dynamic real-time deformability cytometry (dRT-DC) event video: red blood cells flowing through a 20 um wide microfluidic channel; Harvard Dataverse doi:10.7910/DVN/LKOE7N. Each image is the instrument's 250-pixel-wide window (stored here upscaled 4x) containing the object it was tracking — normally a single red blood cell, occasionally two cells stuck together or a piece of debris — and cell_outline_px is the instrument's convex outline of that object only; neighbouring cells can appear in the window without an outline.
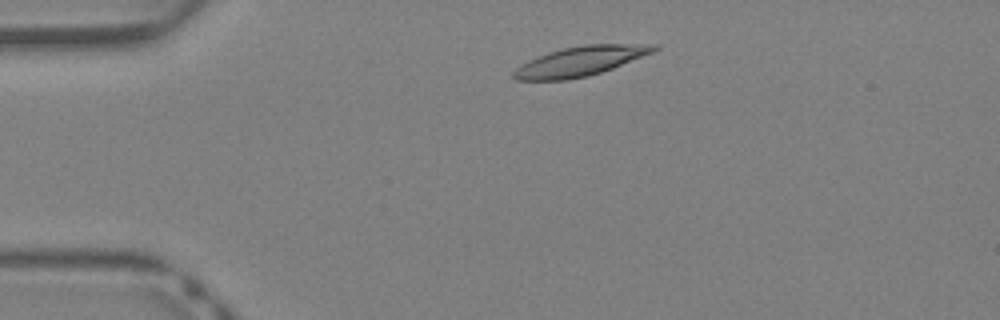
{"species": "Egyptian fruit bat (a non-hibernating species)", "species_latin": "Rousettus aegyptiacus", "temperature_condition": "warm", "stored_images_in_passage": 36, "camera_frame_rate_fps": 3000, "um_per_image_px": 0.085, "animal": {"sex": "female"}, "frame": {"image": 1, "passage_image": 4, "time_ms": 1.0, "image_size_px": [1000, 320], "cell_outline_px": [[660, 48], [652, 52], [612, 68], [588, 76], [568, 80], [516, 80], [512, 76], [512, 72], [516, 68], [528, 60], [548, 52], [564, 48], [584, 44], [656, 44]], "centroid_in_image_um": [49.29, 5.2], "position_along_channel_um": 35.7, "area_um2": 23.99}}
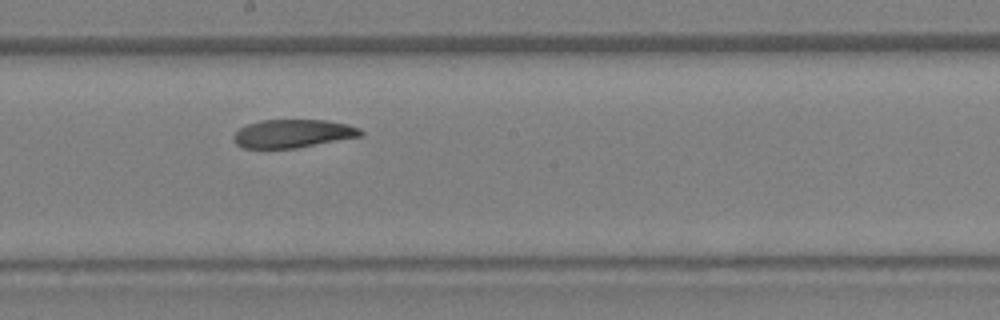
{"frame": {"image": 2, "passage_image": 18, "time_ms": 5.667, "image_size_px": [1000, 320], "cell_outline_px": [[364, 132], [360, 136], [296, 148], [244, 148], [236, 144], [232, 136], [240, 128], [248, 124], [260, 120], [328, 120], [348, 124], [360, 128]], "centroid_in_image_um": [24.89, 11.35], "position_along_channel_um": 223.3, "area_um2": 20.87}}
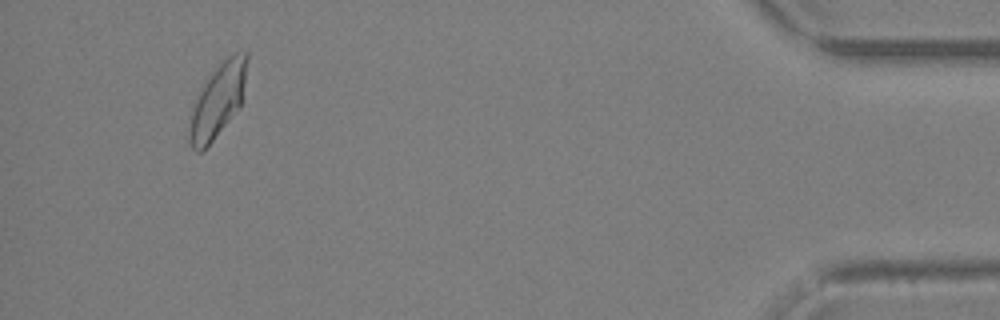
{"frame": {"image": 3, "passage_image": 34, "time_ms": 11.0, "image_size_px": [1000, 320], "cell_outline_px": [[248, 56], [244, 100], [212, 140], [200, 152], [196, 152], [192, 148], [188, 140], [188, 128], [196, 92], [220, 60], [236, 52], [248, 52]], "centroid_in_image_um": [18.5, 8.47], "position_along_channel_um": 416.7, "area_um2": 25.03}, "authors_computed_cell_mechanics": {"area_um2": 22.8888, "velocity_mm_per_s": 4.9495, "shape_relaxation_time_tau1_ms": 4.8503, "shape_relaxation_time_tau2_ms": 3.9901, "deformation_change_tau1": 0.1616, "deformation_change_tau2": 0.1004}}